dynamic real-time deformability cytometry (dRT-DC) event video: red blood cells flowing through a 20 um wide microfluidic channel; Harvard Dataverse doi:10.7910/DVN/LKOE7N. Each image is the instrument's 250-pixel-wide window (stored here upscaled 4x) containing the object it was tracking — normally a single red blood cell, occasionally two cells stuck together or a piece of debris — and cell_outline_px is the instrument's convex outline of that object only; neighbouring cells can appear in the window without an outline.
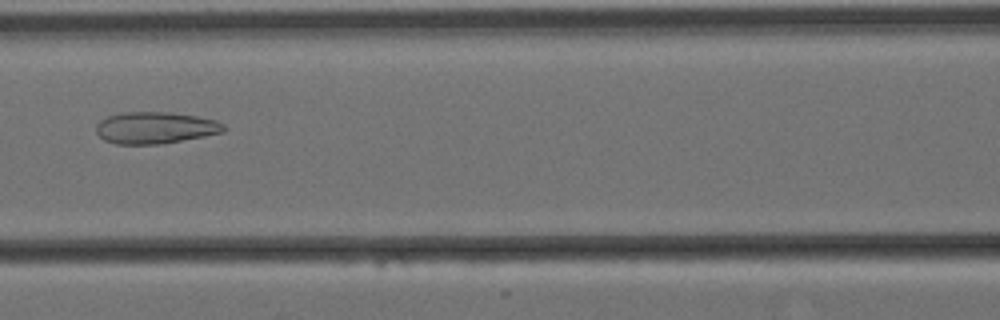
{"species": "Egyptian fruit bat (a non-hibernating species)", "species_latin": "Rousettus aegyptiacus", "temperature_condition": "cold", "stored_images_in_passage": 7, "camera_frame_rate_fps": 3000, "um_per_image_px": 0.085, "animal": {"sex": "female"}, "frame": {"image": 1, "passage_image": 7, "time_ms": 2.0, "image_size_px": [1000, 320], "cell_outline_px": [[228, 128], [224, 132], [164, 144], [116, 144], [104, 140], [96, 132], [96, 124], [100, 120], [108, 116], [124, 112], [168, 112], [196, 116], [216, 120], [224, 124]], "centroid_in_image_um": [13.21, 10.86], "position_along_channel_um": 153.4, "area_um2": 23.76}}